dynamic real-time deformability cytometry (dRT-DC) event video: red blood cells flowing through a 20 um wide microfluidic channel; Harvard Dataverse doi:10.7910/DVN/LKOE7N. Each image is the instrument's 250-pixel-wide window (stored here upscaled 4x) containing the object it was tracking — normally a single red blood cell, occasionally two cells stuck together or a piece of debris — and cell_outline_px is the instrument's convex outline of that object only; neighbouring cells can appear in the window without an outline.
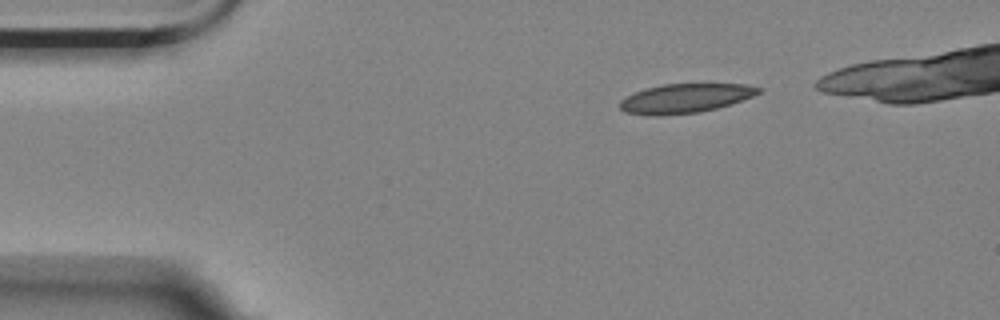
{"species": "Egyptian fruit bat (a non-hibernating species)", "species_latin": "Rousettus aegyptiacus", "temperature_condition": "room temperature", "stored_images_in_passage": 4, "camera_frame_rate_fps": 3000, "um_per_image_px": 0.085, "animal": {"sex": "female"}, "frame": {"image": 1, "passage_image": 1, "time_ms": 0.0, "image_size_px": [1000, 320], "cell_outline_px": [[764, 88], [760, 92], [752, 96], [716, 108], [700, 112], [624, 112], [620, 108], [620, 100], [644, 88], [664, 84], [744, 84]], "centroid_in_image_um": [58.33, 8.29], "position_along_channel_um": 26.7, "area_um2": 22.25}}